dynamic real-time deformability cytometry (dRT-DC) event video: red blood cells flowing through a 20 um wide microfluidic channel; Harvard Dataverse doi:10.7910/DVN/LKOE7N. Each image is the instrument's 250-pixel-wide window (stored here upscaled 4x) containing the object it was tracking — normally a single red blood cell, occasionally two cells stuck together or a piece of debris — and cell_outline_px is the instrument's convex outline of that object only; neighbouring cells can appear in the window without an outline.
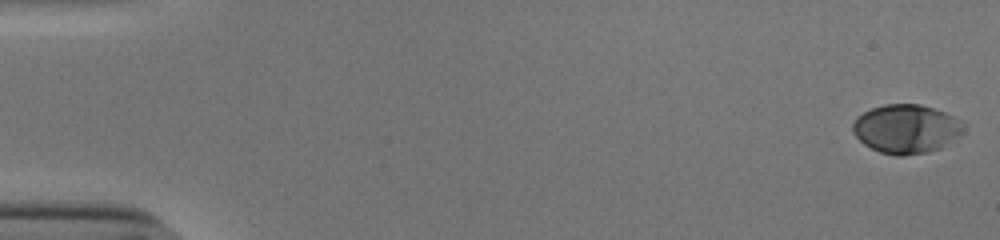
{"species": "human", "species_latin": "Homo sapiens", "temperature_condition": "cold", "stored_images_in_passage": 54, "camera_frame_rate_fps": 3000, "um_per_image_px": 0.085, "donor": {"sex": "male"}, "frame": {"image": 1, "passage_image": 1, "time_ms": 0.0, "image_size_px": [1000, 240], "cell_outline_px": [[964, 132], [960, 136], [940, 148], [928, 152], [904, 156], [896, 156], [880, 152], [864, 144], [852, 132], [852, 124], [856, 116], [872, 108], [884, 104], [920, 104], [944, 112], [960, 120]], "centroid_in_image_um": [77.0, 10.96], "position_along_channel_um": 8.0, "area_um2": 31.56}}
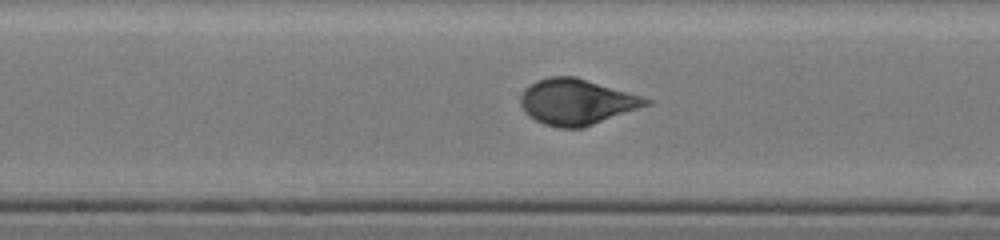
{"frame": {"image": 2, "passage_image": 29, "time_ms": 9.333, "image_size_px": [1000, 240], "cell_outline_px": [[652, 104], [584, 128], [560, 128], [544, 124], [528, 116], [524, 112], [520, 104], [520, 96], [524, 88], [536, 80], [548, 76], [576, 76], [628, 92], [652, 100]], "centroid_in_image_um": [48.99, 8.66], "position_along_channel_um": 199.2, "area_um2": 33.76}}
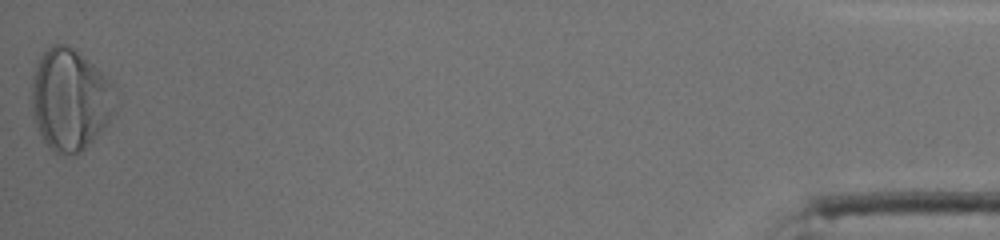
{"frame": {"image": 3, "passage_image": 54, "time_ms": 17.667, "image_size_px": [1000, 240], "cell_outline_px": [[112, 112], [108, 120], [92, 140], [80, 152], [56, 152], [48, 148], [36, 128], [32, 112], [32, 76], [36, 60], [52, 44], [64, 44], [72, 48], [92, 64], [112, 84]], "centroid_in_image_um": [5.86, 8.44], "position_along_channel_um": 429.3, "area_um2": 48.26}, "authors_computed_cell_mechanics": {"area_um2": 32.1079, "velocity_mm_per_s": 3.8309, "shape_relaxation_time_tau1_ms": 4.4516, "shape_relaxation_time_tau2_ms": null, "deformation_change_tau1": 0.1785, "deformation_change_tau2": null}}